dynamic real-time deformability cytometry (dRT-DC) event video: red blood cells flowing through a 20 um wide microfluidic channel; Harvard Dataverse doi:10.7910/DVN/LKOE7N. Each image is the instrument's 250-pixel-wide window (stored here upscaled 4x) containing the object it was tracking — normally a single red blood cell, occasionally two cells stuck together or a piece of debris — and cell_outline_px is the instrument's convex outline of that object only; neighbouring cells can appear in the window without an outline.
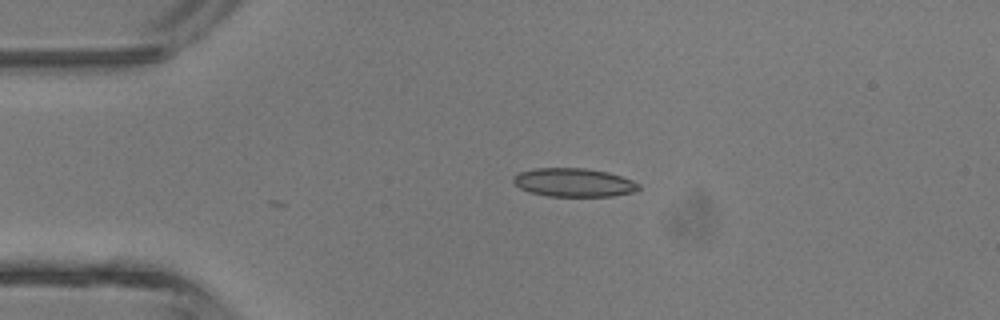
{"species": "common noctule bat (a hibernating species)", "species_latin": "Nyctalus noctula", "temperature_condition": "room temperature", "stored_images_in_passage": 2, "camera_frame_rate_fps": 3000, "um_per_image_px": 0.085, "animal": {"sex": "male", "body_mass_g": 13.3}, "frame": {"image": 1, "passage_image": 1, "time_ms": 0.0, "image_size_px": [1000, 320], "cell_outline_px": [[640, 188], [632, 192], [612, 196], [548, 196], [528, 192], [520, 188], [512, 180], [512, 176], [520, 172], [536, 168], [584, 168], [608, 172], [632, 180], [640, 184]], "centroid_in_image_um": [48.75, 15.51], "position_along_channel_um": 36.2, "area_um2": 20.81}}